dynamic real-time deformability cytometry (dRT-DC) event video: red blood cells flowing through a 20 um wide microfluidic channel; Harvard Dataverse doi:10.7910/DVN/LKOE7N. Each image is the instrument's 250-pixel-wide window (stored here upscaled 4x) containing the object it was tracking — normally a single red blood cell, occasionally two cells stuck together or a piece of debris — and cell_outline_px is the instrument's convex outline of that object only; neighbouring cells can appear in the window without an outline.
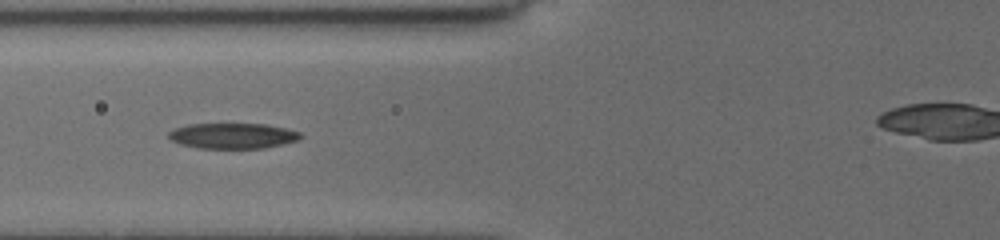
{"species": "common noctule bat (a hibernating species)", "species_latin": "Nyctalus noctula", "temperature_condition": "cold", "stored_images_in_passage": 38, "camera_frame_rate_fps": 3000, "um_per_image_px": 0.085, "animal": {"sex": "female", "body_mass_g": 19.5, "forearm_length_mm": 54.1}, "frame": {"image": 1, "passage_image": 9, "time_ms": 2.667, "image_size_px": [1000, 240], "cell_outline_px": [[304, 136], [300, 140], [284, 144], [264, 148], [196, 148], [180, 144], [168, 140], [168, 132], [176, 128], [188, 124], [264, 124], [284, 128], [300, 132]], "centroid_in_image_um": [19.78, 11.55], "position_along_channel_um": 106.0, "area_um2": 19.77}}
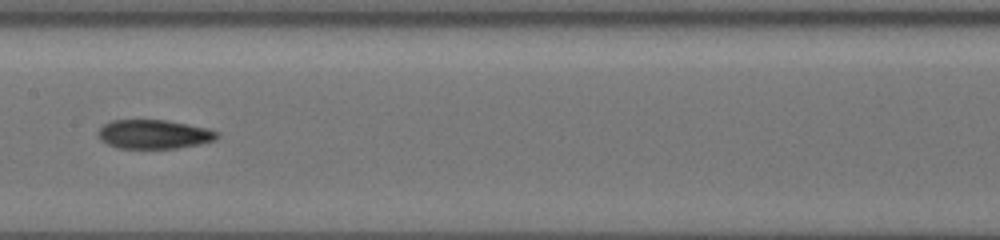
{"frame": {"image": 2, "passage_image": 16, "time_ms": 5.0, "image_size_px": [1000, 240], "cell_outline_px": [[220, 136], [216, 140], [200, 144], [176, 148], [120, 148], [108, 144], [100, 140], [96, 132], [104, 124], [112, 120], [164, 120], [208, 128], [220, 132]], "centroid_in_image_um": [13.1, 11.41], "position_along_channel_um": 194.3, "area_um2": 20.17}}
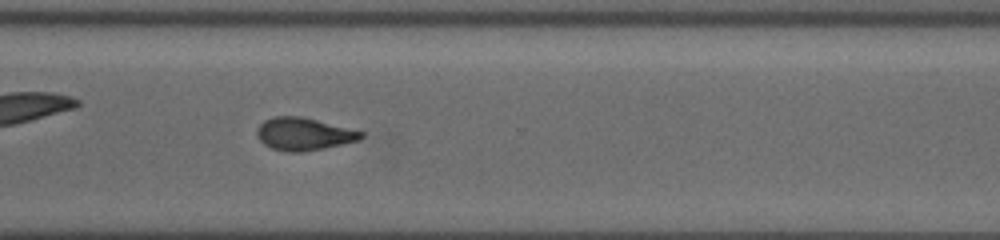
{"frame": {"image": 3, "passage_image": 28, "time_ms": 9.0, "image_size_px": [1000, 240], "cell_outline_px": [[364, 136], [360, 140], [324, 148], [300, 152], [288, 152], [272, 148], [264, 144], [256, 136], [256, 128], [264, 120], [272, 116], [300, 116], [364, 132]], "centroid_in_image_um": [25.78, 11.39], "position_along_channel_um": 344.8, "area_um2": 19.71}}